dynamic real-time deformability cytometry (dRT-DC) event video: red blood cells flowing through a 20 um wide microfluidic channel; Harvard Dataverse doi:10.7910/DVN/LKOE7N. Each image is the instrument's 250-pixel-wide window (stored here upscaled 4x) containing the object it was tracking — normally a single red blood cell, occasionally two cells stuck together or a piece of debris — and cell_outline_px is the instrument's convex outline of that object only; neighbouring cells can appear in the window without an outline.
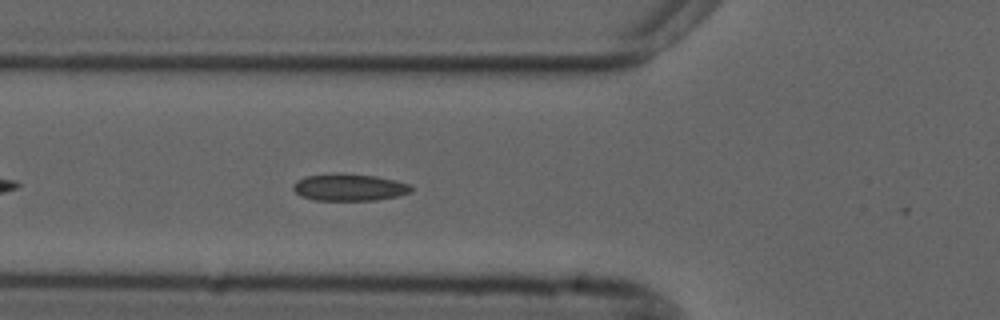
{"species": "common noctule bat (a hibernating species)", "species_latin": "Nyctalus noctula", "temperature_condition": "cold", "stored_images_in_passage": 11, "camera_frame_rate_fps": 3000, "um_per_image_px": 0.085, "animal": {"sex": "male", "forearm_length_mm": 52.5}, "frame": {"image": 1, "passage_image": 7, "time_ms": 2.0, "image_size_px": [1000, 320], "cell_outline_px": [[412, 192], [396, 196], [376, 200], [316, 200], [300, 196], [292, 188], [292, 184], [296, 180], [304, 176], [336, 172], [340, 172], [376, 176], [396, 180], [412, 184]], "centroid_in_image_um": [29.67, 15.9], "position_along_channel_um": 96.1, "area_um2": 18.96}}
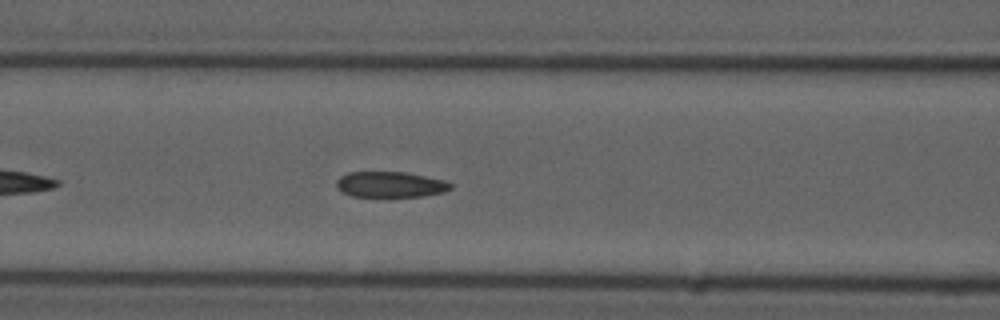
{"frame": {"image": 2, "passage_image": 10, "time_ms": 3.0, "image_size_px": [1000, 320], "cell_outline_px": [[452, 188], [444, 192], [424, 196], [352, 196], [336, 188], [336, 180], [340, 176], [348, 172], [404, 172], [444, 180], [452, 184]], "centroid_in_image_um": [33.16, 15.68], "position_along_channel_um": 133.4, "area_um2": 16.99}}